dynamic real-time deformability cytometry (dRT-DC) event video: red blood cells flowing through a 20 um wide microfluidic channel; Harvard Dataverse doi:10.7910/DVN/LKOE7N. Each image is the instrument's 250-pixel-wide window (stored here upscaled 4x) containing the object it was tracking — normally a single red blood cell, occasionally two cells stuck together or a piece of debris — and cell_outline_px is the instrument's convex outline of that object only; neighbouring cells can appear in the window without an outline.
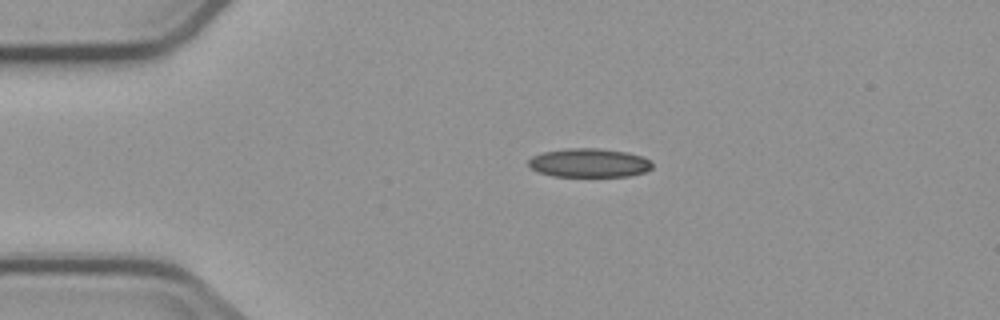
{"species": "common noctule bat (a hibernating species)", "species_latin": "Nyctalus noctula", "temperature_condition": "cold", "stored_images_in_passage": 2, "camera_frame_rate_fps": 3000, "um_per_image_px": 0.085, "animal": {"sex": "male", "body_mass_g": 23.1, "forearm_length_mm": 52.7}, "frame": {"image": 1, "passage_image": 1, "time_ms": 0.0, "image_size_px": [1000, 320], "cell_outline_px": [[652, 168], [644, 172], [628, 176], [552, 176], [528, 168], [528, 160], [532, 156], [540, 152], [564, 148], [600, 148], [628, 152], [644, 156], [652, 164]], "centroid_in_image_um": [50.04, 13.83], "position_along_channel_um": 35.0, "area_um2": 21.04}}